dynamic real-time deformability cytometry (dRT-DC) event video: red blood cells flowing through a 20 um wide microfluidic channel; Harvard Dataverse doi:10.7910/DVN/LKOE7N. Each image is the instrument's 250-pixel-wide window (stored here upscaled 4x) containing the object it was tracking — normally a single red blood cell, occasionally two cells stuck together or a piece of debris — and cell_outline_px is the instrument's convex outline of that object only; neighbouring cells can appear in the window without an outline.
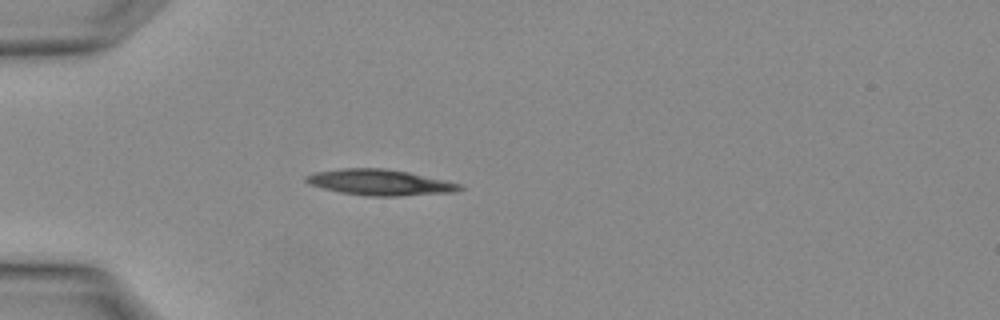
{"species": "Egyptian fruit bat (a non-hibernating species)", "species_latin": "Rousettus aegyptiacus", "temperature_condition": "warm", "stored_images_in_passage": 3, "camera_frame_rate_fps": 3000, "um_per_image_px": 0.085, "animal": {"sex": "female"}, "frame": {"image": 1, "passage_image": 3, "time_ms": 0.667, "image_size_px": [1000, 320], "cell_outline_px": [[464, 188], [452, 192], [400, 196], [368, 196], [340, 192], [324, 188], [312, 184], [304, 180], [304, 176], [312, 172], [340, 168], [384, 168], [408, 172], [444, 180], [460, 184]], "centroid_in_image_um": [32.25, 15.49], "position_along_channel_um": 52.8, "area_um2": 23.0}}